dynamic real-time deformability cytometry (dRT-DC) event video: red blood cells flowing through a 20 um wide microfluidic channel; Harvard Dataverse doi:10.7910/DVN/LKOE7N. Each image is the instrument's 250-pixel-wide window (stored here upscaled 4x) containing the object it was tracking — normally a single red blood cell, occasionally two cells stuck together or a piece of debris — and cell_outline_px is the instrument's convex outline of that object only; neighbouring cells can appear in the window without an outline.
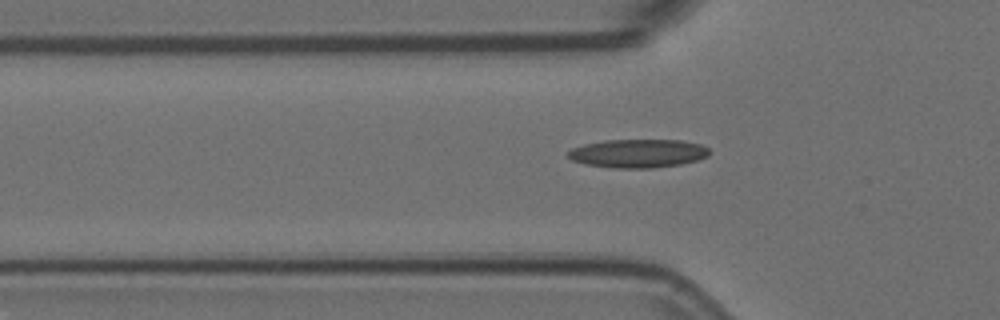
{"species": "Egyptian fruit bat (a non-hibernating species)", "species_latin": "Rousettus aegyptiacus", "temperature_condition": "room temperature", "stored_images_in_passage": 41, "camera_frame_rate_fps": 3000, "um_per_image_px": 0.085, "animal": {"sex": "female"}, "frame": {"image": 1, "passage_image": 6, "time_ms": 1.667, "image_size_px": [1000, 320], "cell_outline_px": [[708, 156], [696, 160], [680, 164], [652, 168], [612, 168], [584, 164], [572, 160], [568, 156], [568, 152], [572, 148], [584, 144], [604, 140], [680, 140], [700, 144], [708, 148]], "centroid_in_image_um": [54.2, 13.04], "position_along_channel_um": 71.6, "area_um2": 23.41}}
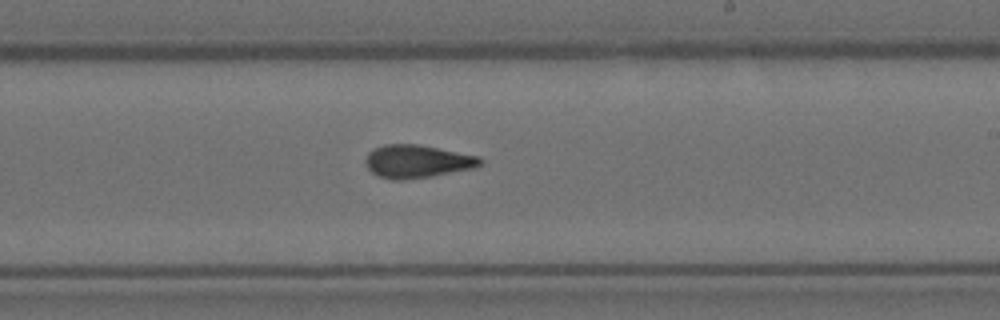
{"frame": {"image": 2, "passage_image": 21, "time_ms": 6.667, "image_size_px": [1000, 320], "cell_outline_px": [[484, 160], [480, 164], [472, 168], [432, 176], [404, 180], [392, 180], [380, 176], [372, 172], [368, 168], [368, 152], [384, 144], [416, 144], [480, 156]], "centroid_in_image_um": [35.49, 13.72], "position_along_channel_um": 253.5, "area_um2": 21.68}}
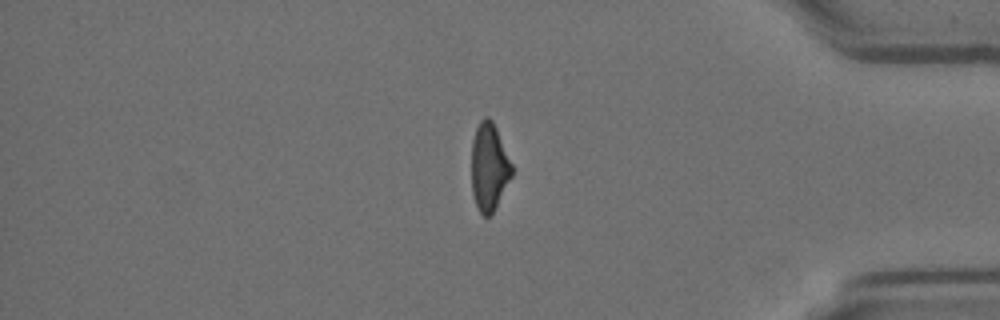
{"frame": {"image": 3, "passage_image": 35, "time_ms": 11.333, "image_size_px": [1000, 320], "cell_outline_px": [[512, 176], [492, 212], [488, 216], [484, 216], [480, 212], [476, 204], [472, 192], [472, 140], [476, 128], [480, 120], [484, 116], [488, 116], [492, 120], [496, 128], [512, 164]], "centroid_in_image_um": [41.56, 14.15], "position_along_channel_um": 393.6, "area_um2": 20.29}}